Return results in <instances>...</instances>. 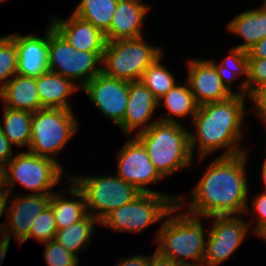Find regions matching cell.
<instances>
[{
	"instance_id": "obj_1",
	"label": "cell",
	"mask_w": 266,
	"mask_h": 266,
	"mask_svg": "<svg viewBox=\"0 0 266 266\" xmlns=\"http://www.w3.org/2000/svg\"><path fill=\"white\" fill-rule=\"evenodd\" d=\"M249 153L248 149L237 156L215 157L191 192L178 196L177 205L202 218L244 215L250 190L246 174Z\"/></svg>"
},
{
	"instance_id": "obj_2",
	"label": "cell",
	"mask_w": 266,
	"mask_h": 266,
	"mask_svg": "<svg viewBox=\"0 0 266 266\" xmlns=\"http://www.w3.org/2000/svg\"><path fill=\"white\" fill-rule=\"evenodd\" d=\"M247 98L250 101L249 97L234 94L226 100L198 106L191 121L194 130L189 129L193 157L197 149L200 161L223 149L219 157L237 156L248 150L241 143Z\"/></svg>"
},
{
	"instance_id": "obj_3",
	"label": "cell",
	"mask_w": 266,
	"mask_h": 266,
	"mask_svg": "<svg viewBox=\"0 0 266 266\" xmlns=\"http://www.w3.org/2000/svg\"><path fill=\"white\" fill-rule=\"evenodd\" d=\"M208 232L202 217L190 215L176 204L155 234V250L177 265H202Z\"/></svg>"
},
{
	"instance_id": "obj_4",
	"label": "cell",
	"mask_w": 266,
	"mask_h": 266,
	"mask_svg": "<svg viewBox=\"0 0 266 266\" xmlns=\"http://www.w3.org/2000/svg\"><path fill=\"white\" fill-rule=\"evenodd\" d=\"M134 137L144 146L150 161L164 178L194 163L186 124L158 121Z\"/></svg>"
},
{
	"instance_id": "obj_5",
	"label": "cell",
	"mask_w": 266,
	"mask_h": 266,
	"mask_svg": "<svg viewBox=\"0 0 266 266\" xmlns=\"http://www.w3.org/2000/svg\"><path fill=\"white\" fill-rule=\"evenodd\" d=\"M63 171V165L51 158L27 150L16 152L1 169L2 188L11 194L17 183L32 191V194H53L56 190L54 187L64 176Z\"/></svg>"
},
{
	"instance_id": "obj_6",
	"label": "cell",
	"mask_w": 266,
	"mask_h": 266,
	"mask_svg": "<svg viewBox=\"0 0 266 266\" xmlns=\"http://www.w3.org/2000/svg\"><path fill=\"white\" fill-rule=\"evenodd\" d=\"M76 118L74 110L63 108L47 107L33 112L27 151L60 164L57 155L78 132L79 121Z\"/></svg>"
},
{
	"instance_id": "obj_7",
	"label": "cell",
	"mask_w": 266,
	"mask_h": 266,
	"mask_svg": "<svg viewBox=\"0 0 266 266\" xmlns=\"http://www.w3.org/2000/svg\"><path fill=\"white\" fill-rule=\"evenodd\" d=\"M145 38L106 41L102 72L127 82L141 80L144 71L163 53L161 47L150 45Z\"/></svg>"
},
{
	"instance_id": "obj_8",
	"label": "cell",
	"mask_w": 266,
	"mask_h": 266,
	"mask_svg": "<svg viewBox=\"0 0 266 266\" xmlns=\"http://www.w3.org/2000/svg\"><path fill=\"white\" fill-rule=\"evenodd\" d=\"M177 200L178 195L173 193H141L131 202L108 214L100 225L121 233H143L149 226L163 222L176 206Z\"/></svg>"
},
{
	"instance_id": "obj_9",
	"label": "cell",
	"mask_w": 266,
	"mask_h": 266,
	"mask_svg": "<svg viewBox=\"0 0 266 266\" xmlns=\"http://www.w3.org/2000/svg\"><path fill=\"white\" fill-rule=\"evenodd\" d=\"M111 174L69 175L70 180L84 194L87 213L99 222L112 211L131 202L142 193L116 174Z\"/></svg>"
},
{
	"instance_id": "obj_10",
	"label": "cell",
	"mask_w": 266,
	"mask_h": 266,
	"mask_svg": "<svg viewBox=\"0 0 266 266\" xmlns=\"http://www.w3.org/2000/svg\"><path fill=\"white\" fill-rule=\"evenodd\" d=\"M103 53L76 50L49 23V71L82 88L102 72Z\"/></svg>"
},
{
	"instance_id": "obj_11",
	"label": "cell",
	"mask_w": 266,
	"mask_h": 266,
	"mask_svg": "<svg viewBox=\"0 0 266 266\" xmlns=\"http://www.w3.org/2000/svg\"><path fill=\"white\" fill-rule=\"evenodd\" d=\"M213 216L205 219H213L206 240V251L203 266H218L230 259L236 250L243 244L250 226L245 221V216Z\"/></svg>"
},
{
	"instance_id": "obj_12",
	"label": "cell",
	"mask_w": 266,
	"mask_h": 266,
	"mask_svg": "<svg viewBox=\"0 0 266 266\" xmlns=\"http://www.w3.org/2000/svg\"><path fill=\"white\" fill-rule=\"evenodd\" d=\"M127 138L117 152V172L114 174L135 186L142 193L170 195L148 187V185L158 183L165 178L150 161L144 146L134 136Z\"/></svg>"
},
{
	"instance_id": "obj_13",
	"label": "cell",
	"mask_w": 266,
	"mask_h": 266,
	"mask_svg": "<svg viewBox=\"0 0 266 266\" xmlns=\"http://www.w3.org/2000/svg\"><path fill=\"white\" fill-rule=\"evenodd\" d=\"M81 90L93 106L117 127L122 123L128 103V82L105 75H96Z\"/></svg>"
},
{
	"instance_id": "obj_14",
	"label": "cell",
	"mask_w": 266,
	"mask_h": 266,
	"mask_svg": "<svg viewBox=\"0 0 266 266\" xmlns=\"http://www.w3.org/2000/svg\"><path fill=\"white\" fill-rule=\"evenodd\" d=\"M8 194L7 224L5 229V257L11 235L19 245L29 240V233L35 218L49 206L51 194ZM11 199V200H10Z\"/></svg>"
},
{
	"instance_id": "obj_15",
	"label": "cell",
	"mask_w": 266,
	"mask_h": 266,
	"mask_svg": "<svg viewBox=\"0 0 266 266\" xmlns=\"http://www.w3.org/2000/svg\"><path fill=\"white\" fill-rule=\"evenodd\" d=\"M186 80L198 106L223 101L234 94L230 92L218 76L213 63L208 59L189 58Z\"/></svg>"
},
{
	"instance_id": "obj_16",
	"label": "cell",
	"mask_w": 266,
	"mask_h": 266,
	"mask_svg": "<svg viewBox=\"0 0 266 266\" xmlns=\"http://www.w3.org/2000/svg\"><path fill=\"white\" fill-rule=\"evenodd\" d=\"M158 107V100L141 80L128 82L126 113L118 129L127 137L146 131L159 121L152 119Z\"/></svg>"
},
{
	"instance_id": "obj_17",
	"label": "cell",
	"mask_w": 266,
	"mask_h": 266,
	"mask_svg": "<svg viewBox=\"0 0 266 266\" xmlns=\"http://www.w3.org/2000/svg\"><path fill=\"white\" fill-rule=\"evenodd\" d=\"M44 35L9 34L17 48V74L38 78L49 71V24Z\"/></svg>"
},
{
	"instance_id": "obj_18",
	"label": "cell",
	"mask_w": 266,
	"mask_h": 266,
	"mask_svg": "<svg viewBox=\"0 0 266 266\" xmlns=\"http://www.w3.org/2000/svg\"><path fill=\"white\" fill-rule=\"evenodd\" d=\"M50 25L76 50L85 52H104V34L90 22L71 13L61 18L52 15Z\"/></svg>"
},
{
	"instance_id": "obj_19",
	"label": "cell",
	"mask_w": 266,
	"mask_h": 266,
	"mask_svg": "<svg viewBox=\"0 0 266 266\" xmlns=\"http://www.w3.org/2000/svg\"><path fill=\"white\" fill-rule=\"evenodd\" d=\"M143 2L142 0H118L110 28L104 34L106 41L144 36L142 26L152 7Z\"/></svg>"
},
{
	"instance_id": "obj_20",
	"label": "cell",
	"mask_w": 266,
	"mask_h": 266,
	"mask_svg": "<svg viewBox=\"0 0 266 266\" xmlns=\"http://www.w3.org/2000/svg\"><path fill=\"white\" fill-rule=\"evenodd\" d=\"M67 178V183L66 181L64 183L67 184L66 189L64 188L60 192L55 191L51 194L49 202V206L52 209L56 222L57 230H61L82 220L88 214L83 192L72 180H70L69 175H67ZM65 193L67 196L71 195L72 199L70 197L66 198ZM64 194L65 196H63ZM74 197L76 199H74Z\"/></svg>"
},
{
	"instance_id": "obj_21",
	"label": "cell",
	"mask_w": 266,
	"mask_h": 266,
	"mask_svg": "<svg viewBox=\"0 0 266 266\" xmlns=\"http://www.w3.org/2000/svg\"><path fill=\"white\" fill-rule=\"evenodd\" d=\"M258 7L240 12L226 24L228 33L243 40L241 44L233 47L247 52L266 37V6L261 3Z\"/></svg>"
},
{
	"instance_id": "obj_22",
	"label": "cell",
	"mask_w": 266,
	"mask_h": 266,
	"mask_svg": "<svg viewBox=\"0 0 266 266\" xmlns=\"http://www.w3.org/2000/svg\"><path fill=\"white\" fill-rule=\"evenodd\" d=\"M36 88L44 108H63L72 110L71 95L81 90L73 80L48 71L36 78Z\"/></svg>"
},
{
	"instance_id": "obj_23",
	"label": "cell",
	"mask_w": 266,
	"mask_h": 266,
	"mask_svg": "<svg viewBox=\"0 0 266 266\" xmlns=\"http://www.w3.org/2000/svg\"><path fill=\"white\" fill-rule=\"evenodd\" d=\"M0 99L7 108L36 112L44 108L39 100L36 78L16 74L1 89Z\"/></svg>"
},
{
	"instance_id": "obj_24",
	"label": "cell",
	"mask_w": 266,
	"mask_h": 266,
	"mask_svg": "<svg viewBox=\"0 0 266 266\" xmlns=\"http://www.w3.org/2000/svg\"><path fill=\"white\" fill-rule=\"evenodd\" d=\"M185 83V84H184ZM177 82L162 98L158 100V106L167 110L166 115L158 117L161 122L182 123L179 118L189 117L192 121L197 112L198 105L190 90L188 82Z\"/></svg>"
},
{
	"instance_id": "obj_25",
	"label": "cell",
	"mask_w": 266,
	"mask_h": 266,
	"mask_svg": "<svg viewBox=\"0 0 266 266\" xmlns=\"http://www.w3.org/2000/svg\"><path fill=\"white\" fill-rule=\"evenodd\" d=\"M229 54L219 63L214 59H209L215 66L218 76L221 78L226 88L233 94L249 97L246 84L248 82V54L239 48L231 47ZM218 62V63H217ZM242 76L244 78L242 79ZM241 78L238 82L237 91L232 90L234 80Z\"/></svg>"
},
{
	"instance_id": "obj_26",
	"label": "cell",
	"mask_w": 266,
	"mask_h": 266,
	"mask_svg": "<svg viewBox=\"0 0 266 266\" xmlns=\"http://www.w3.org/2000/svg\"><path fill=\"white\" fill-rule=\"evenodd\" d=\"M95 224L99 225L100 222L87 214L82 220L57 230L55 240L65 249L79 257L78 252L87 249L93 243L92 236L96 231L94 229Z\"/></svg>"
},
{
	"instance_id": "obj_27",
	"label": "cell",
	"mask_w": 266,
	"mask_h": 266,
	"mask_svg": "<svg viewBox=\"0 0 266 266\" xmlns=\"http://www.w3.org/2000/svg\"><path fill=\"white\" fill-rule=\"evenodd\" d=\"M4 115L0 129L15 147H29L31 140V122L33 113L3 106ZM2 122V123H1Z\"/></svg>"
},
{
	"instance_id": "obj_28",
	"label": "cell",
	"mask_w": 266,
	"mask_h": 266,
	"mask_svg": "<svg viewBox=\"0 0 266 266\" xmlns=\"http://www.w3.org/2000/svg\"><path fill=\"white\" fill-rule=\"evenodd\" d=\"M118 0H80L72 13L105 34L111 25Z\"/></svg>"
},
{
	"instance_id": "obj_29",
	"label": "cell",
	"mask_w": 266,
	"mask_h": 266,
	"mask_svg": "<svg viewBox=\"0 0 266 266\" xmlns=\"http://www.w3.org/2000/svg\"><path fill=\"white\" fill-rule=\"evenodd\" d=\"M164 54L163 52L153 61L144 71L141 78V81L153 93L157 100L162 98L177 83L175 75L161 63Z\"/></svg>"
},
{
	"instance_id": "obj_30",
	"label": "cell",
	"mask_w": 266,
	"mask_h": 266,
	"mask_svg": "<svg viewBox=\"0 0 266 266\" xmlns=\"http://www.w3.org/2000/svg\"><path fill=\"white\" fill-rule=\"evenodd\" d=\"M17 62L15 40L10 35L0 37V91L17 74Z\"/></svg>"
},
{
	"instance_id": "obj_31",
	"label": "cell",
	"mask_w": 266,
	"mask_h": 266,
	"mask_svg": "<svg viewBox=\"0 0 266 266\" xmlns=\"http://www.w3.org/2000/svg\"><path fill=\"white\" fill-rule=\"evenodd\" d=\"M57 232L56 222L50 206H47L34 220L29 233V239L34 238L40 242L55 239Z\"/></svg>"
},
{
	"instance_id": "obj_32",
	"label": "cell",
	"mask_w": 266,
	"mask_h": 266,
	"mask_svg": "<svg viewBox=\"0 0 266 266\" xmlns=\"http://www.w3.org/2000/svg\"><path fill=\"white\" fill-rule=\"evenodd\" d=\"M43 244L45 247L43 257L47 266H79V258L55 239Z\"/></svg>"
},
{
	"instance_id": "obj_33",
	"label": "cell",
	"mask_w": 266,
	"mask_h": 266,
	"mask_svg": "<svg viewBox=\"0 0 266 266\" xmlns=\"http://www.w3.org/2000/svg\"><path fill=\"white\" fill-rule=\"evenodd\" d=\"M251 201V208L249 207V202L247 204L245 213V216L251 214V209L253 210V214L255 213V216L249 220L252 222H249V226L251 228L252 224L255 226L253 228V235L262 239V241L266 238V192L261 191L260 194L257 193V195L252 199ZM250 210V211H249ZM256 224V225H255Z\"/></svg>"
},
{
	"instance_id": "obj_34",
	"label": "cell",
	"mask_w": 266,
	"mask_h": 266,
	"mask_svg": "<svg viewBox=\"0 0 266 266\" xmlns=\"http://www.w3.org/2000/svg\"><path fill=\"white\" fill-rule=\"evenodd\" d=\"M263 85H266V58H248V82L246 87L249 98Z\"/></svg>"
},
{
	"instance_id": "obj_35",
	"label": "cell",
	"mask_w": 266,
	"mask_h": 266,
	"mask_svg": "<svg viewBox=\"0 0 266 266\" xmlns=\"http://www.w3.org/2000/svg\"><path fill=\"white\" fill-rule=\"evenodd\" d=\"M252 107L250 111H254L256 116L262 121L266 126V85H263L251 98Z\"/></svg>"
},
{
	"instance_id": "obj_36",
	"label": "cell",
	"mask_w": 266,
	"mask_h": 266,
	"mask_svg": "<svg viewBox=\"0 0 266 266\" xmlns=\"http://www.w3.org/2000/svg\"><path fill=\"white\" fill-rule=\"evenodd\" d=\"M7 200L8 193L1 187L0 188V219L5 214L7 216ZM5 222L0 225V266H2L5 259Z\"/></svg>"
},
{
	"instance_id": "obj_37",
	"label": "cell",
	"mask_w": 266,
	"mask_h": 266,
	"mask_svg": "<svg viewBox=\"0 0 266 266\" xmlns=\"http://www.w3.org/2000/svg\"><path fill=\"white\" fill-rule=\"evenodd\" d=\"M14 147L10 141L4 136L0 129V169H2L13 157L12 150Z\"/></svg>"
},
{
	"instance_id": "obj_38",
	"label": "cell",
	"mask_w": 266,
	"mask_h": 266,
	"mask_svg": "<svg viewBox=\"0 0 266 266\" xmlns=\"http://www.w3.org/2000/svg\"><path fill=\"white\" fill-rule=\"evenodd\" d=\"M120 260L116 266H148L149 255L135 254L127 258L122 257Z\"/></svg>"
},
{
	"instance_id": "obj_39",
	"label": "cell",
	"mask_w": 266,
	"mask_h": 266,
	"mask_svg": "<svg viewBox=\"0 0 266 266\" xmlns=\"http://www.w3.org/2000/svg\"><path fill=\"white\" fill-rule=\"evenodd\" d=\"M247 54L248 58H266V37L251 47Z\"/></svg>"
},
{
	"instance_id": "obj_40",
	"label": "cell",
	"mask_w": 266,
	"mask_h": 266,
	"mask_svg": "<svg viewBox=\"0 0 266 266\" xmlns=\"http://www.w3.org/2000/svg\"><path fill=\"white\" fill-rule=\"evenodd\" d=\"M148 266H177L169 258L162 256L157 250L155 253L149 255V264Z\"/></svg>"
},
{
	"instance_id": "obj_41",
	"label": "cell",
	"mask_w": 266,
	"mask_h": 266,
	"mask_svg": "<svg viewBox=\"0 0 266 266\" xmlns=\"http://www.w3.org/2000/svg\"><path fill=\"white\" fill-rule=\"evenodd\" d=\"M261 181L262 183L264 184L263 185V192H266V156H265V159L263 160L262 162V167H261Z\"/></svg>"
},
{
	"instance_id": "obj_42",
	"label": "cell",
	"mask_w": 266,
	"mask_h": 266,
	"mask_svg": "<svg viewBox=\"0 0 266 266\" xmlns=\"http://www.w3.org/2000/svg\"><path fill=\"white\" fill-rule=\"evenodd\" d=\"M2 187V177H1V169H0V188Z\"/></svg>"
},
{
	"instance_id": "obj_43",
	"label": "cell",
	"mask_w": 266,
	"mask_h": 266,
	"mask_svg": "<svg viewBox=\"0 0 266 266\" xmlns=\"http://www.w3.org/2000/svg\"><path fill=\"white\" fill-rule=\"evenodd\" d=\"M177 266H203V265H177Z\"/></svg>"
},
{
	"instance_id": "obj_44",
	"label": "cell",
	"mask_w": 266,
	"mask_h": 266,
	"mask_svg": "<svg viewBox=\"0 0 266 266\" xmlns=\"http://www.w3.org/2000/svg\"><path fill=\"white\" fill-rule=\"evenodd\" d=\"M261 3L264 4V5L266 6V0H262Z\"/></svg>"
},
{
	"instance_id": "obj_45",
	"label": "cell",
	"mask_w": 266,
	"mask_h": 266,
	"mask_svg": "<svg viewBox=\"0 0 266 266\" xmlns=\"http://www.w3.org/2000/svg\"><path fill=\"white\" fill-rule=\"evenodd\" d=\"M5 1H9V0H0V3L5 2Z\"/></svg>"
}]
</instances>
